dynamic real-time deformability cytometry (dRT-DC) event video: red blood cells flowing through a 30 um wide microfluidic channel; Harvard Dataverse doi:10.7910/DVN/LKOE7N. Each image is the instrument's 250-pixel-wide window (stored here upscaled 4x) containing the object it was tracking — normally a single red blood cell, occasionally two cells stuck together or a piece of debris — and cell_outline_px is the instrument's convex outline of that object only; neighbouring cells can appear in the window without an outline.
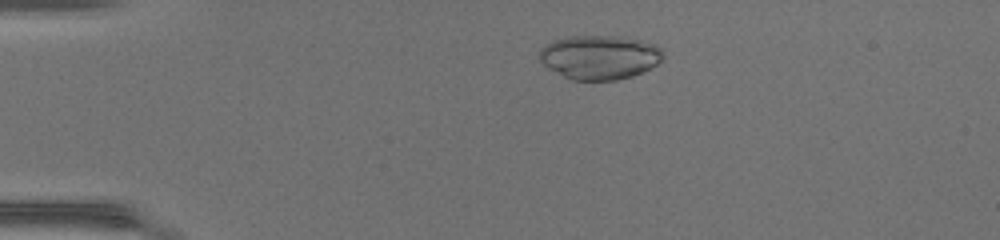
{"species": "common noctule bat (a hibernating species)", "species_latin": "Nyctalus noctula", "temperature_condition": "warm", "stored_images_in_passage": 44, "camera_frame_rate_fps": 3000, "um_per_image_px": 0.085, "animal": {"sex": "female", "body_mass_g": 17.0, "forearm_length_mm": 48.0}, "frame": {"image": 1, "passage_image": 6, "time_ms": 1.667, "image_size_px": [1000, 240], "cell_outline_px": [[664, 56], [656, 64], [632, 76], [616, 80], [572, 80], [564, 76], [544, 64], [540, 60], [540, 48], [544, 44], [552, 40], [572, 36], [616, 36], [640, 40], [656, 44], [664, 52]], "centroid_in_image_um": [50.96, 4.85], "position_along_channel_um": 34.0, "area_um2": 31.56}}
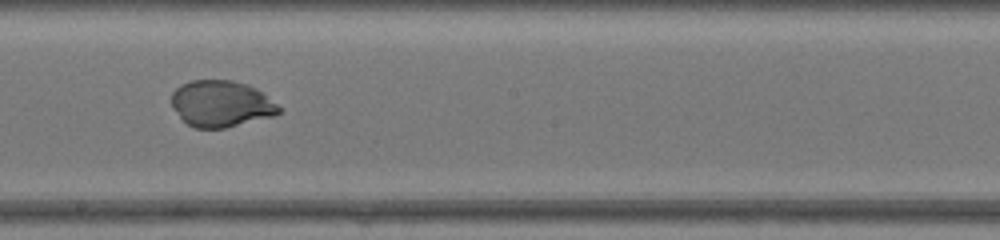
{"frame": {"image": 2, "passage_image": 24, "time_ms": 7.667, "image_size_px": [1000, 240], "cell_outline_px": [[280, 112], [276, 116], [224, 128], [196, 128], [188, 124], [172, 108], [172, 92], [180, 84], [192, 80], [232, 80], [248, 84], [256, 88], [276, 104], [280, 108]], "centroid_in_image_um": [18.79, 8.81], "position_along_channel_um": 229.4, "area_um2": 29.02}}
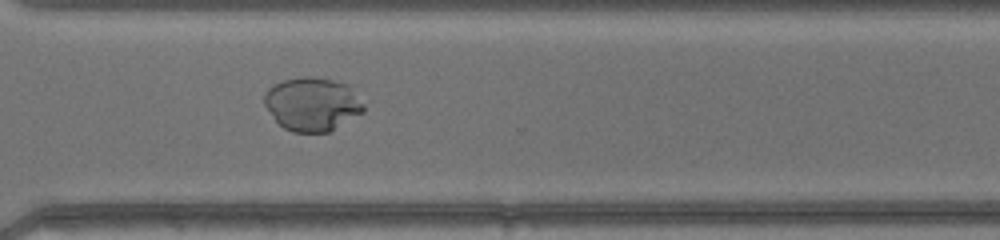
{"frame": {"image": 3, "passage_image": 32, "time_ms": 10.333, "image_size_px": [1000, 240], "cell_outline_px": [[364, 112], [328, 132], [292, 132], [284, 128], [276, 120], [264, 104], [264, 96], [268, 88], [284, 80], [304, 76], [308, 76], [332, 80], [348, 84], [364, 104]], "centroid_in_image_um": [26.55, 8.85], "position_along_channel_um": 344.0, "area_um2": 30.75}}